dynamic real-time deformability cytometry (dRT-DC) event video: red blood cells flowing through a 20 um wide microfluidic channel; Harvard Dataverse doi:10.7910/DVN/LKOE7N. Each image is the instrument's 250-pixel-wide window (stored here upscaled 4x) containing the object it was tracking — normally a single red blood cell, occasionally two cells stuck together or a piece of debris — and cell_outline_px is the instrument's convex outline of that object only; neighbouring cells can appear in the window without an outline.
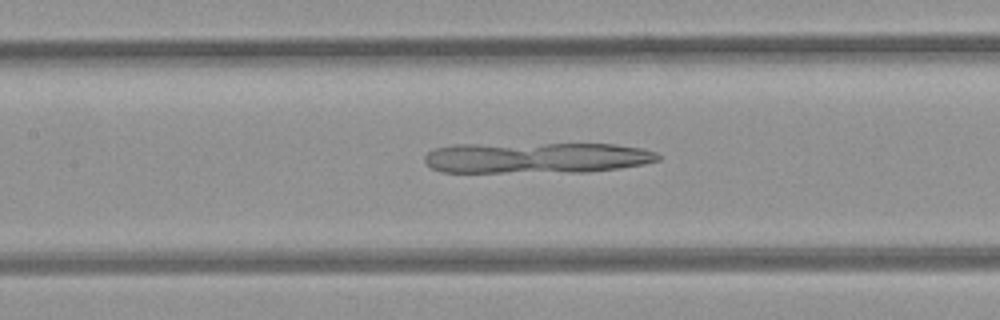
{"species": "common noctule bat (a hibernating species)", "species_latin": "Nyctalus noctula", "temperature_condition": "room temperature", "stored_images_in_passage": 51, "camera_frame_rate_fps": 3000, "um_per_image_px": 0.085, "animal": {"sex": "female", "body_mass_g": 21.9}, "frame": {"image": 1, "passage_image": 23, "time_ms": 7.333, "image_size_px": [1000, 320], "cell_outline_px": [[660, 160], [644, 164], [620, 168], [584, 172], [440, 172], [432, 168], [424, 160], [424, 156], [428, 152], [436, 148], [456, 144], [616, 144], [644, 148], [656, 152], [660, 156]], "centroid_in_image_um": [45.63, 13.41], "position_along_channel_um": 161.8, "area_um2": 42.31}}
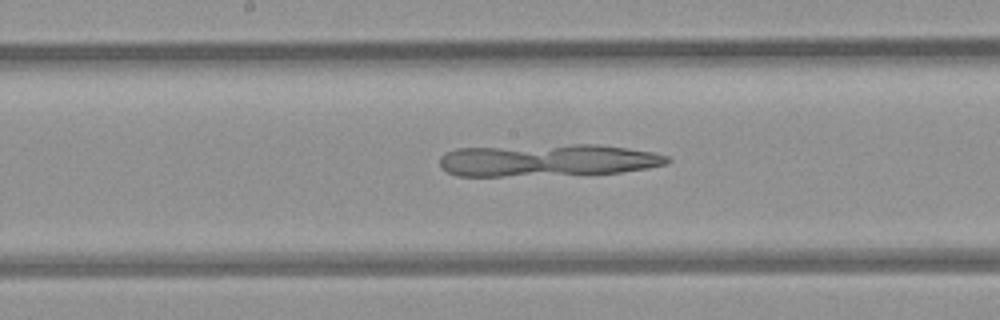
{"frame": {"image": 2, "passage_image": 26, "time_ms": 8.333, "image_size_px": [1000, 320], "cell_outline_px": [[672, 160], [668, 164], [648, 168], [620, 172], [504, 176], [456, 176], [440, 168], [440, 156], [456, 148], [572, 144], [596, 144], [628, 148], [652, 152], [668, 156]], "centroid_in_image_um": [46.54, 13.61], "position_along_channel_um": 201.7, "area_um2": 42.77}}
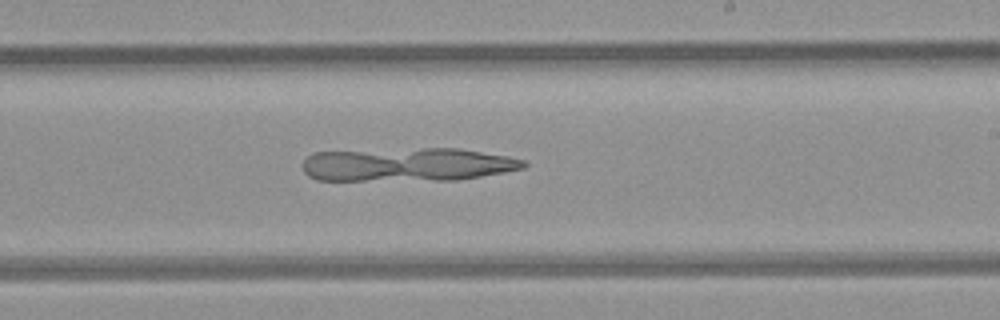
{"frame": {"image": 3, "passage_image": 30, "time_ms": 9.667, "image_size_px": [1000, 320], "cell_outline_px": [[528, 164], [524, 168], [504, 172], [460, 180], [316, 180], [308, 176], [304, 172], [304, 160], [312, 152], [424, 148], [460, 148], [508, 156], [524, 160]], "centroid_in_image_um": [34.66, 13.99], "position_along_channel_um": 254.3, "area_um2": 43.35}}